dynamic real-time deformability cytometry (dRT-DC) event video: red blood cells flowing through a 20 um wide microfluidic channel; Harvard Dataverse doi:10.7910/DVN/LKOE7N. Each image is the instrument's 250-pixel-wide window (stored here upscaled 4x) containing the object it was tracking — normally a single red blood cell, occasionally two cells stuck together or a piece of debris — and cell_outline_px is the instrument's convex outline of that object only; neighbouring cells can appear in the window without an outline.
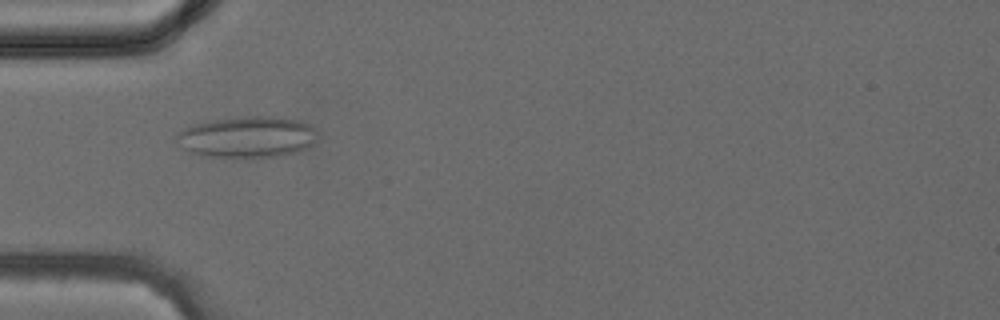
{"species": "common noctule bat (a hibernating species)", "species_latin": "Nyctalus noctula", "temperature_condition": "cold", "stored_images_in_passage": 38, "camera_frame_rate_fps": 3000, "um_per_image_px": 0.085, "animal": {"sex": "female", "body_mass_g": 24.6, "forearm_length_mm": 56.2}, "frame": {"image": 1, "passage_image": 12, "time_ms": 3.667, "image_size_px": [1000, 320], "cell_outline_px": [[316, 140], [308, 148], [284, 156], [200, 156], [188, 152], [176, 140], [176, 136], [184, 128], [192, 124], [212, 120], [236, 116], [284, 116], [300, 120], [316, 128]], "centroid_in_image_um": [21.05, 11.62], "position_along_channel_um": 64.0, "area_um2": 34.16}}